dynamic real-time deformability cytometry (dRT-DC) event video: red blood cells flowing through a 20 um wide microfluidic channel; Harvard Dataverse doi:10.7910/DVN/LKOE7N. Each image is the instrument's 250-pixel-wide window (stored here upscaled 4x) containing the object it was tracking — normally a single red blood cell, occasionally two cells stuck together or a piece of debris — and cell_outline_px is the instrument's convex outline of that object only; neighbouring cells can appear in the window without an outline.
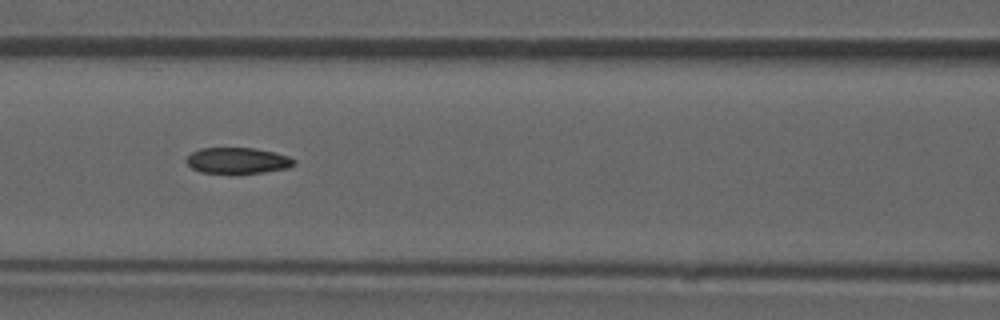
{"species": "common noctule bat (a hibernating species)", "species_latin": "Nyctalus noctula", "temperature_condition": "room temperature", "stored_images_in_passage": 51, "camera_frame_rate_fps": 3000, "um_per_image_px": 0.085, "animal": {"sex": "male", "forearm_length_mm": 52.5}, "frame": {"image": 1, "passage_image": 22, "time_ms": 7.0, "image_size_px": [1000, 320], "cell_outline_px": [[296, 164], [288, 168], [264, 172], [200, 172], [192, 168], [184, 160], [192, 152], [200, 148], [256, 148], [288, 156], [296, 160]], "centroid_in_image_um": [20.2, 13.63], "position_along_channel_um": 146.4, "area_um2": 16.07}, "authors_computed_cell_mechanics": {"area_um2": 17.1088, "velocity_mm_per_s": 3.9331, "shape_relaxation_time_tau1_ms": null, "shape_relaxation_time_tau2_ms": 2.1417, "deformation_change_tau1": null, "deformation_change_tau2": 0.0765}}